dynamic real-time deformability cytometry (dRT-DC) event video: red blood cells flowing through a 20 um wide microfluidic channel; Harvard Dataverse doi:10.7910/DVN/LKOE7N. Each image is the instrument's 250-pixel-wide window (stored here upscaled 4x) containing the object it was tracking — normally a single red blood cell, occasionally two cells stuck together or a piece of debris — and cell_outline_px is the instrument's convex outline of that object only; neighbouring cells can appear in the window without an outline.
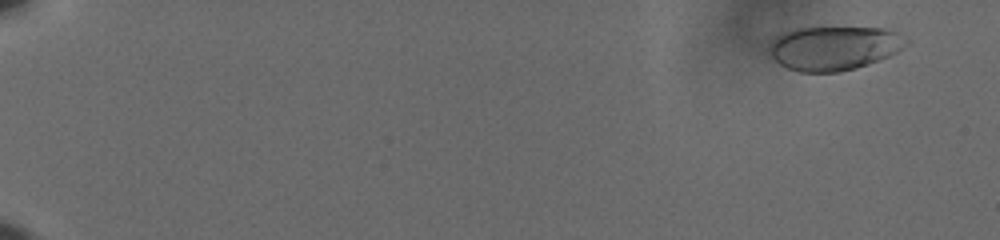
{"species": "human", "species_latin": "Homo sapiens", "temperature_condition": "cold", "stored_images_in_passage": 61, "camera_frame_rate_fps": 3000, "um_per_image_px": 0.085, "donor": {"sex": "male"}, "frame": {"image": 1, "passage_image": 5, "time_ms": 1.333, "image_size_px": [1000, 240], "cell_outline_px": [[908, 44], [896, 52], [880, 60], [856, 68], [836, 72], [800, 72], [788, 68], [780, 64], [768, 52], [768, 44], [780, 32], [796, 28], [884, 28], [896, 32], [908, 40]], "centroid_in_image_um": [70.85, 4.08], "position_along_channel_um": 14.1, "area_um2": 35.2}}
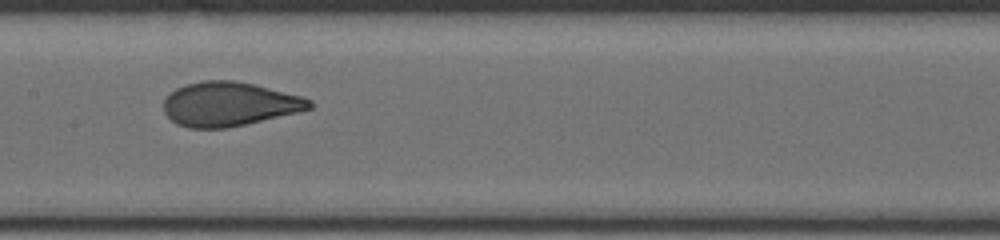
{"frame": {"image": 2, "passage_image": 35, "time_ms": 11.333, "image_size_px": [1000, 240], "cell_outline_px": [[312, 108], [296, 112], [228, 128], [188, 128], [176, 124], [164, 112], [164, 100], [176, 88], [188, 84], [204, 80], [232, 80], [252, 84], [300, 96], [312, 100]], "centroid_in_image_um": [19.45, 8.85], "position_along_channel_um": 188.0, "area_um2": 36.99}}
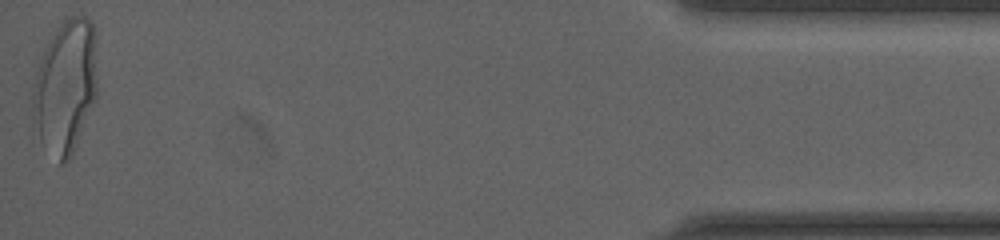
{"frame": {"image": 3, "passage_image": 61, "time_ms": 20.0, "image_size_px": [1000, 240], "cell_outline_px": [[96, 100], [72, 156], [68, 160], [60, 164], [40, 140], [32, 128], [32, 92], [36, 72], [44, 48], [60, 24], [68, 16], [84, 16], [92, 24], [96, 32]], "centroid_in_image_um": [5.55, 7.39], "position_along_channel_um": 429.6, "area_um2": 50.86}, "authors_computed_cell_mechanics": {"area_um2": 36.992, "velocity_mm_per_s": 3.6246, "shape_relaxation_time_tau1_ms": 4.3977, "shape_relaxation_time_tau2_ms": null, "deformation_change_tau1": 0.1641, "deformation_change_tau2": null}}